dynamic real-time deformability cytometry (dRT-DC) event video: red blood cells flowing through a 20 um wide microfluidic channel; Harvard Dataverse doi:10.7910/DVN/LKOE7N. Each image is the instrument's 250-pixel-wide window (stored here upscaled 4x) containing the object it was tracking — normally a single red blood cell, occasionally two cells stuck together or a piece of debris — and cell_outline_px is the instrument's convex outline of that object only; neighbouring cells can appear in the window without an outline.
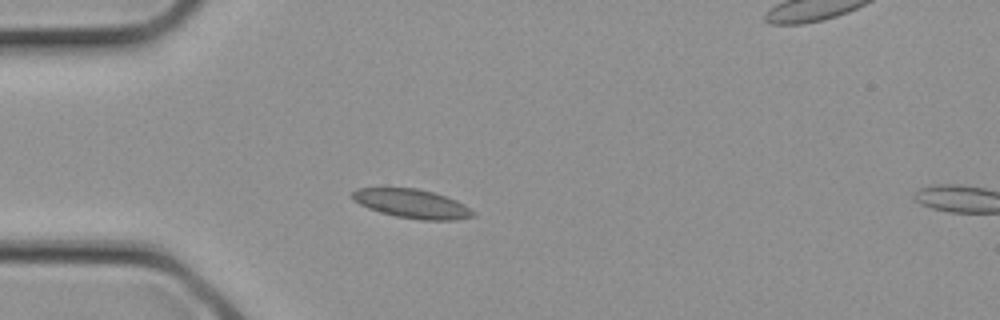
{"species": "common noctule bat (a hibernating species)", "species_latin": "Nyctalus noctula", "temperature_condition": "cold", "stored_images_in_passage": 3, "camera_frame_rate_fps": 3000, "um_per_image_px": 0.085, "animal": {"sex": "female", "body_mass_g": 21.9}, "frame": {"image": 1, "passage_image": 2, "time_ms": 0.333, "image_size_px": [1000, 320], "cell_outline_px": [[476, 216], [456, 220], [420, 220], [396, 216], [380, 212], [368, 208], [352, 200], [352, 192], [356, 188], [416, 188], [432, 192], [456, 200], [464, 204], [476, 212]], "centroid_in_image_um": [35.04, 17.32], "position_along_channel_um": 50.0, "area_um2": 20.4}}